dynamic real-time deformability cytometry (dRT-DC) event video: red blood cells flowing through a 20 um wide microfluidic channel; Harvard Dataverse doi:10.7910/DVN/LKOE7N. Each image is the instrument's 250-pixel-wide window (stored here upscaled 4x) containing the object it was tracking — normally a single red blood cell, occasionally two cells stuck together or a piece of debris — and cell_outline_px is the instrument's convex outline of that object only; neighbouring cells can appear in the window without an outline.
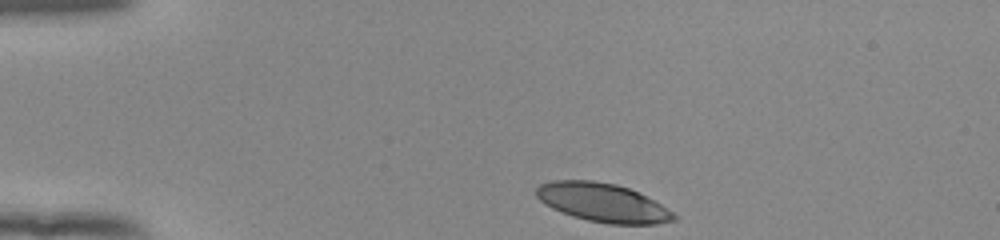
{"species": "human", "species_latin": "Homo sapiens", "temperature_condition": "room temperature", "stored_images_in_passage": 36, "camera_frame_rate_fps": 3000, "um_per_image_px": 0.085, "donor": {"sex": "female"}, "frame": {"image": 1, "passage_image": 1, "time_ms": 0.0, "image_size_px": [1000, 240], "cell_outline_px": [[680, 216], [676, 220], [656, 224], [608, 224], [588, 220], [572, 216], [552, 208], [544, 204], [536, 196], [536, 188], [540, 184], [552, 180], [592, 180], [616, 184], [628, 188], [660, 204]], "centroid_in_image_um": [51.22, 17.22], "position_along_channel_um": 33.8, "area_um2": 30.92}}
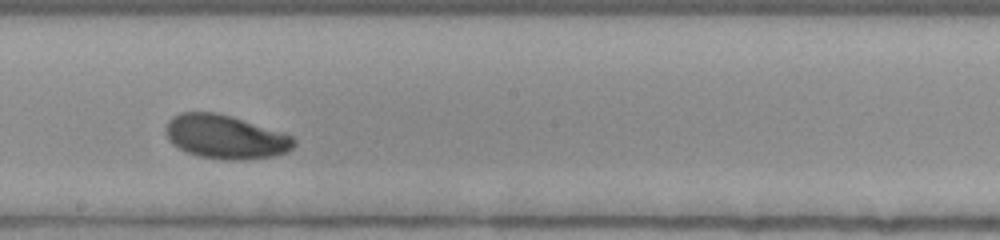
{"frame": {"image": 2, "passage_image": 21, "time_ms": 6.667, "image_size_px": [1000, 240], "cell_outline_px": [[296, 144], [288, 152], [272, 156], [244, 160], [228, 160], [200, 156], [184, 152], [172, 144], [168, 140], [164, 132], [164, 128], [168, 120], [172, 116], [180, 112], [216, 112], [232, 116], [284, 132], [292, 136], [296, 140]], "centroid_in_image_um": [19.14, 11.62], "position_along_channel_um": 229.1, "area_um2": 33.23}}
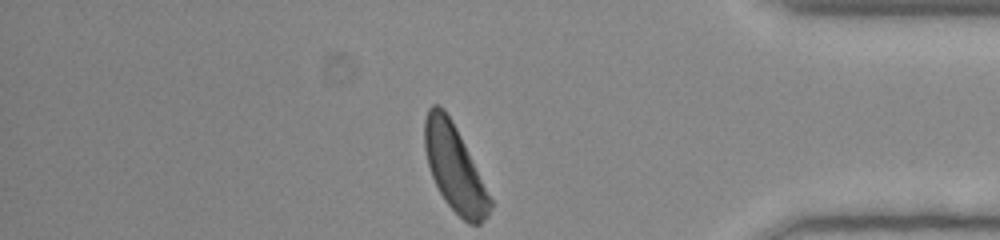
{"frame": {"image": 3, "passage_image": 36, "time_ms": 11.667, "image_size_px": [1000, 240], "cell_outline_px": [[492, 208], [488, 216], [480, 224], [468, 224], [444, 200], [432, 176], [428, 164], [424, 148], [424, 120], [428, 108], [432, 104], [436, 104], [444, 108], [456, 128], [492, 200]], "centroid_in_image_um": [38.62, 14.28], "position_along_channel_um": 396.6, "area_um2": 32.37}, "authors_computed_cell_mechanics": {"area_um2": 32.5125, "velocity_mm_per_s": 3.8312, "shape_relaxation_time_tau1_ms": 2.0705, "shape_relaxation_time_tau2_ms": null, "deformation_change_tau1": 0.1379, "deformation_change_tau2": null}}